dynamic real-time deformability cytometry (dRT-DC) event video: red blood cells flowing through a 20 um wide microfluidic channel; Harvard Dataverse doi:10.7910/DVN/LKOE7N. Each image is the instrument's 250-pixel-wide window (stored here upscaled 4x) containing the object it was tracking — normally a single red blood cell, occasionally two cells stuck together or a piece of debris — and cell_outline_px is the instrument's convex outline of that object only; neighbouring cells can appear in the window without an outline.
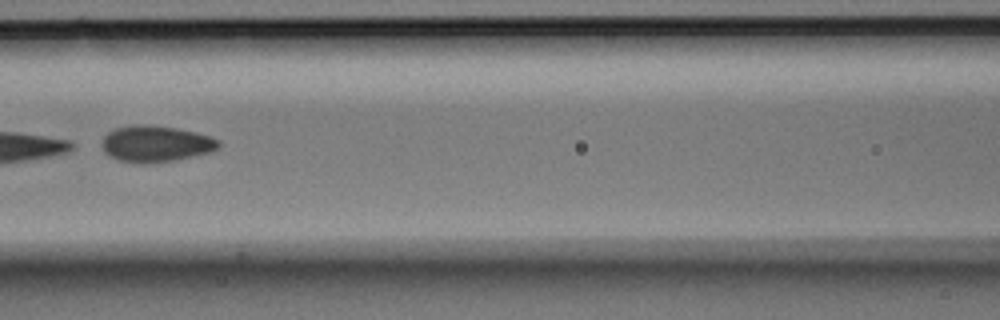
{"species": "Egyptian fruit bat (a non-hibernating species)", "species_latin": "Rousettus aegyptiacus", "temperature_condition": "room temperature", "stored_images_in_passage": 7, "camera_frame_rate_fps": 3000, "um_per_image_px": 0.085, "animal": {"sex": "male"}, "frame": {"image": 1, "passage_image": 4, "time_ms": 1.0, "image_size_px": [1000, 320], "cell_outline_px": [[220, 144], [212, 152], [196, 156], [176, 160], [148, 164], [144, 164], [120, 160], [108, 156], [104, 152], [104, 136], [108, 132], [116, 128], [132, 124], [144, 124], [176, 128], [196, 132], [220, 140]], "centroid_in_image_um": [13.26, 12.23], "position_along_channel_um": 153.3, "area_um2": 24.74}}
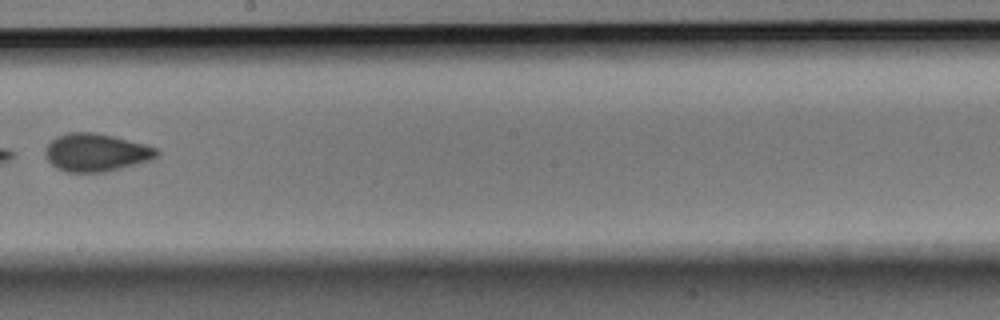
{"frame": {"image": 2, "passage_image": 6, "time_ms": 1.667, "image_size_px": [1000, 320], "cell_outline_px": [[160, 152], [152, 160], [104, 172], [68, 172], [56, 168], [44, 156], [44, 152], [48, 144], [56, 136], [68, 132], [92, 132], [112, 136], [144, 144], [156, 148]], "centroid_in_image_um": [8.14, 12.96], "position_along_channel_um": 240.1, "area_um2": 24.51}}
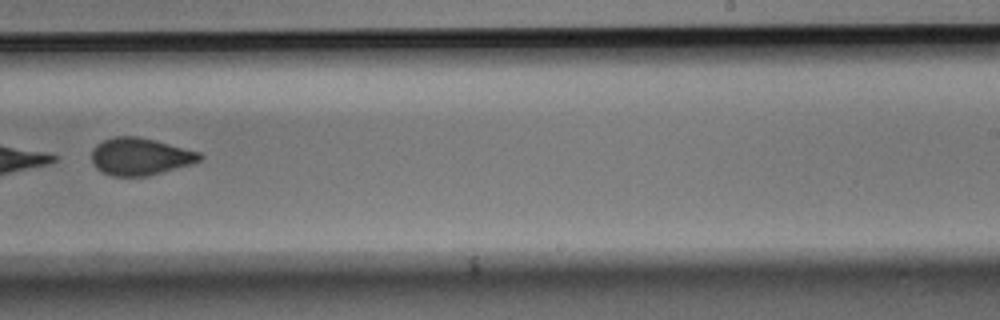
{"frame": {"image": 3, "passage_image": 7, "time_ms": 2.0, "image_size_px": [1000, 320], "cell_outline_px": [[204, 156], [200, 160], [192, 164], [148, 176], [112, 176], [96, 168], [92, 164], [92, 148], [96, 144], [112, 136], [136, 136], [200, 152]], "centroid_in_image_um": [11.89, 13.31], "position_along_channel_um": 277.1, "area_um2": 23.41}}